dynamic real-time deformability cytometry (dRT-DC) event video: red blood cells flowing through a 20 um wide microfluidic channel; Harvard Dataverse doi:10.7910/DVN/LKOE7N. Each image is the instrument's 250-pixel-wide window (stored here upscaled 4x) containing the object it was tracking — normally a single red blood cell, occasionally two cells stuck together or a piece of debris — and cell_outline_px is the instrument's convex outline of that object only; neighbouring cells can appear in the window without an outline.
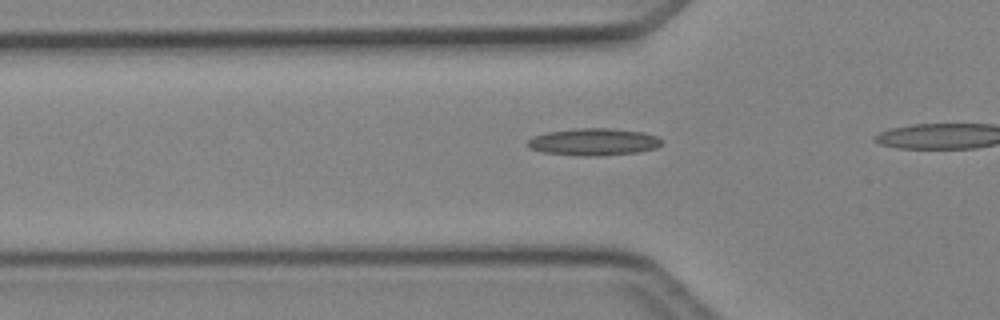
{"species": "Egyptian fruit bat (a non-hibernating species)", "species_latin": "Rousettus aegyptiacus", "temperature_condition": "cold", "stored_images_in_passage": 5, "camera_frame_rate_fps": 3000, "um_per_image_px": 0.085, "animal": {"sex": "female"}, "frame": {"image": 1, "passage_image": 3, "time_ms": 2.333, "image_size_px": [1000, 320], "cell_outline_px": [[664, 140], [656, 148], [640, 152], [600, 156], [580, 156], [544, 152], [528, 148], [528, 140], [532, 136], [548, 132], [576, 128], [608, 128], [644, 132], [656, 136]], "centroid_in_image_um": [50.48, 12.06], "position_along_channel_um": 75.3, "area_um2": 21.33}}
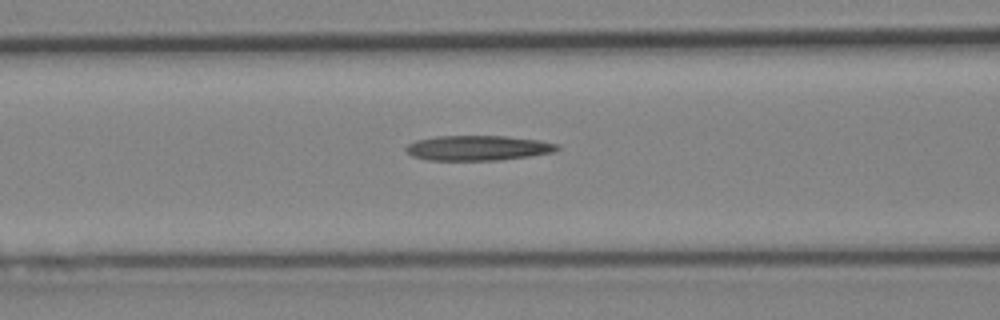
{"frame": {"image": 2, "passage_image": 5, "time_ms": 4.667, "image_size_px": [1000, 320], "cell_outline_px": [[560, 148], [552, 152], [528, 156], [500, 160], [428, 160], [412, 156], [404, 148], [408, 144], [416, 140], [436, 136], [508, 136], [540, 140], [556, 144]], "centroid_in_image_um": [40.6, 12.57], "position_along_channel_um": 126.0, "area_um2": 21.96}}